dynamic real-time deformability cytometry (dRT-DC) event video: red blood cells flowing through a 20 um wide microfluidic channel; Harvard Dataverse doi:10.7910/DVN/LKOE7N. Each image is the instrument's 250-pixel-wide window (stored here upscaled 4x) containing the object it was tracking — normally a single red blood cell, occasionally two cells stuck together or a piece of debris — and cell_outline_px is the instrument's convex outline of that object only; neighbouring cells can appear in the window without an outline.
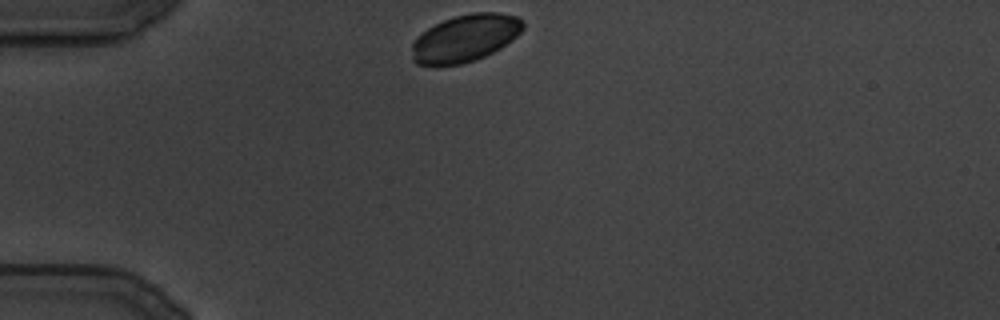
{"species": "common noctule bat (a hibernating species)", "species_latin": "Nyctalus noctula", "temperature_condition": "cold", "stored_images_in_passage": 95, "camera_frame_rate_fps": 3000, "um_per_image_px": 0.085, "animal": {"sex": "male", "body_mass_g": 19.5, "forearm_length_mm": 54.6}, "frame": {"image": 1, "passage_image": 1, "time_ms": 0.0, "image_size_px": [1000, 320], "cell_outline_px": [[524, 28], [512, 40], [500, 48], [484, 56], [460, 64], [416, 64], [412, 60], [412, 44], [428, 28], [444, 20], [456, 16], [472, 12], [496, 12], [516, 16], [524, 20]], "centroid_in_image_um": [39.58, 3.22], "position_along_channel_um": 45.4, "area_um2": 30.06}}
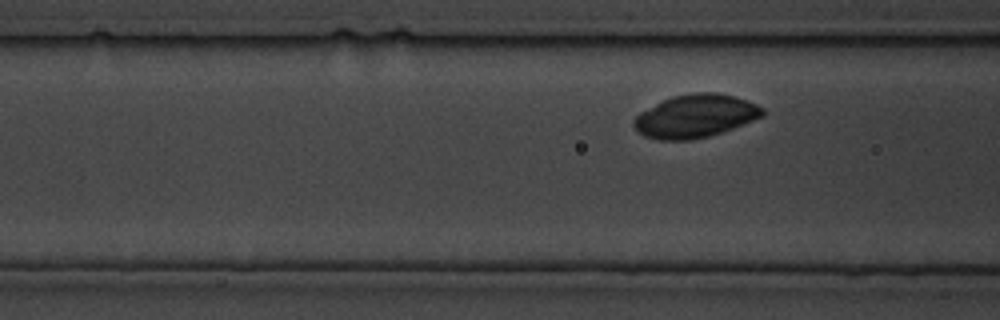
{"frame": {"image": 2, "passage_image": 18, "time_ms": 5.667, "image_size_px": [1000, 320], "cell_outline_px": [[764, 116], [732, 128], [708, 136], [688, 140], [656, 140], [644, 136], [632, 124], [632, 120], [640, 112], [672, 96], [696, 92], [716, 92], [732, 96], [756, 104], [764, 108]], "centroid_in_image_um": [59.08, 9.87], "position_along_channel_um": 107.5, "area_um2": 31.96}}